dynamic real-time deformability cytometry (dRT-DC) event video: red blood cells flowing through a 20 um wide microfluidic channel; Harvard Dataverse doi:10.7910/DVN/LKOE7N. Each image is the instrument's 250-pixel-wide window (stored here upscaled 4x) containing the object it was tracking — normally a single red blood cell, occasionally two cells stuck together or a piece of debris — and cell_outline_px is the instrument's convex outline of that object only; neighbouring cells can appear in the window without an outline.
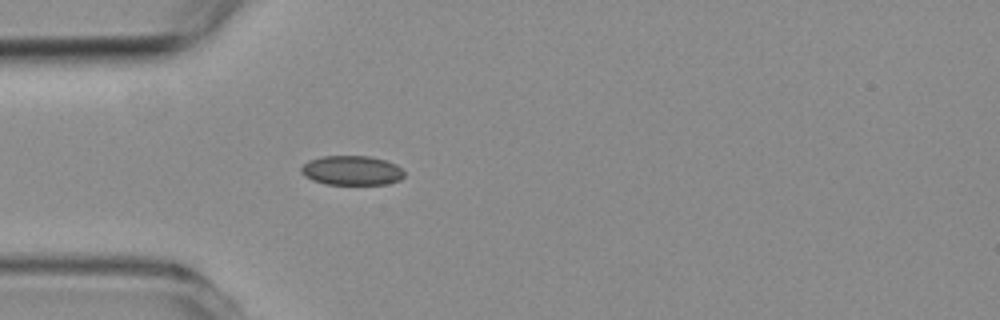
{"species": "common noctule bat (a hibernating species)", "species_latin": "Nyctalus noctula", "temperature_condition": "room temperature", "stored_images_in_passage": 3, "camera_frame_rate_fps": 3000, "um_per_image_px": 0.085, "animal": {"sex": "female", "body_mass_g": 19.3, "forearm_length_mm": 54.1}, "frame": {"image": 1, "passage_image": 3, "time_ms": 2.333, "image_size_px": [1000, 320], "cell_outline_px": [[404, 176], [400, 180], [388, 184], [324, 184], [312, 180], [304, 176], [300, 172], [300, 168], [308, 160], [324, 156], [368, 156], [384, 160], [396, 164], [404, 172]], "centroid_in_image_um": [29.88, 14.49], "position_along_channel_um": 55.1, "area_um2": 17.74}}